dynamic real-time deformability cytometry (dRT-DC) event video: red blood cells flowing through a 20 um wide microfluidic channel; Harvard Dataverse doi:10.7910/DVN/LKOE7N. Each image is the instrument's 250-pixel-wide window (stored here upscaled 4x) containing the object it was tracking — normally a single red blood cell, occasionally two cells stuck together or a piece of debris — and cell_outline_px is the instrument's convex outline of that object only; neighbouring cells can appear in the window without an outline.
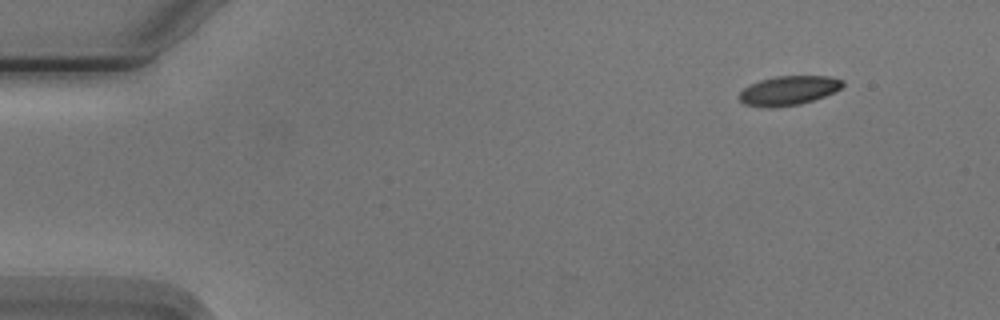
{"species": "Egyptian fruit bat (a non-hibernating species)", "species_latin": "Rousettus aegyptiacus", "temperature_condition": "cold", "stored_images_in_passage": 4, "camera_frame_rate_fps": 3000, "um_per_image_px": 0.085, "animal": {"sex": "male"}, "frame": {"image": 1, "passage_image": 1, "time_ms": 0.0, "image_size_px": [1000, 320], "cell_outline_px": [[844, 84], [840, 88], [824, 96], [800, 104], [776, 108], [768, 108], [744, 104], [736, 96], [744, 88], [760, 80], [776, 76], [828, 76], [844, 80]], "centroid_in_image_um": [67.0, 7.7], "position_along_channel_um": 18.0, "area_um2": 17.63}}
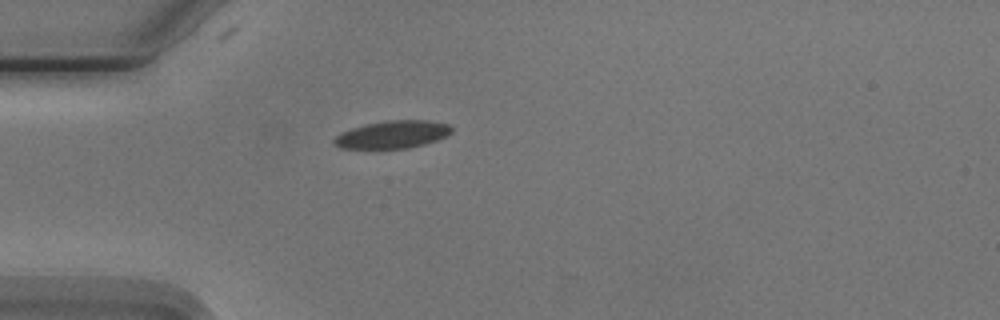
{"frame": {"image": 2, "passage_image": 4, "time_ms": 3.333, "image_size_px": [1000, 320], "cell_outline_px": [[452, 132], [448, 136], [424, 144], [408, 148], [340, 148], [332, 144], [332, 140], [336, 136], [352, 128], [368, 124], [388, 120], [424, 120], [448, 124], [452, 128]], "centroid_in_image_um": [33.38, 11.44], "position_along_channel_um": 51.6, "area_um2": 18.73}}